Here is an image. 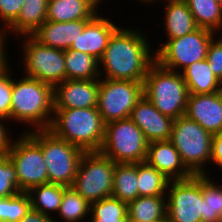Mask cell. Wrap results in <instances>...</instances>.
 <instances>
[{
  "label": "cell",
  "instance_id": "obj_1",
  "mask_svg": "<svg viewBox=\"0 0 222 222\" xmlns=\"http://www.w3.org/2000/svg\"><path fill=\"white\" fill-rule=\"evenodd\" d=\"M127 28L120 26L110 37L99 60L100 78L144 81L155 62V53H151L153 50L144 31Z\"/></svg>",
  "mask_w": 222,
  "mask_h": 222
},
{
  "label": "cell",
  "instance_id": "obj_2",
  "mask_svg": "<svg viewBox=\"0 0 222 222\" xmlns=\"http://www.w3.org/2000/svg\"><path fill=\"white\" fill-rule=\"evenodd\" d=\"M21 77L12 79L10 120L33 126L24 133L49 129L54 114V87L25 75Z\"/></svg>",
  "mask_w": 222,
  "mask_h": 222
},
{
  "label": "cell",
  "instance_id": "obj_3",
  "mask_svg": "<svg viewBox=\"0 0 222 222\" xmlns=\"http://www.w3.org/2000/svg\"><path fill=\"white\" fill-rule=\"evenodd\" d=\"M48 130L85 152L100 151L105 137V123L97 107L54 109Z\"/></svg>",
  "mask_w": 222,
  "mask_h": 222
},
{
  "label": "cell",
  "instance_id": "obj_4",
  "mask_svg": "<svg viewBox=\"0 0 222 222\" xmlns=\"http://www.w3.org/2000/svg\"><path fill=\"white\" fill-rule=\"evenodd\" d=\"M143 94L163 115L174 120L185 115L189 91L180 72L155 61L143 81Z\"/></svg>",
  "mask_w": 222,
  "mask_h": 222
},
{
  "label": "cell",
  "instance_id": "obj_5",
  "mask_svg": "<svg viewBox=\"0 0 222 222\" xmlns=\"http://www.w3.org/2000/svg\"><path fill=\"white\" fill-rule=\"evenodd\" d=\"M28 133L41 145L49 183L72 186L85 151L56 137L48 129Z\"/></svg>",
  "mask_w": 222,
  "mask_h": 222
},
{
  "label": "cell",
  "instance_id": "obj_6",
  "mask_svg": "<svg viewBox=\"0 0 222 222\" xmlns=\"http://www.w3.org/2000/svg\"><path fill=\"white\" fill-rule=\"evenodd\" d=\"M212 137L196 121L184 115L174 120L170 141L194 175H205L208 172L205 166L211 160Z\"/></svg>",
  "mask_w": 222,
  "mask_h": 222
},
{
  "label": "cell",
  "instance_id": "obj_7",
  "mask_svg": "<svg viewBox=\"0 0 222 222\" xmlns=\"http://www.w3.org/2000/svg\"><path fill=\"white\" fill-rule=\"evenodd\" d=\"M148 144L142 130L125 118L105 124L100 152L115 163H139L146 160Z\"/></svg>",
  "mask_w": 222,
  "mask_h": 222
},
{
  "label": "cell",
  "instance_id": "obj_8",
  "mask_svg": "<svg viewBox=\"0 0 222 222\" xmlns=\"http://www.w3.org/2000/svg\"><path fill=\"white\" fill-rule=\"evenodd\" d=\"M115 165L100 151L84 152L72 187L89 204L111 197Z\"/></svg>",
  "mask_w": 222,
  "mask_h": 222
},
{
  "label": "cell",
  "instance_id": "obj_9",
  "mask_svg": "<svg viewBox=\"0 0 222 222\" xmlns=\"http://www.w3.org/2000/svg\"><path fill=\"white\" fill-rule=\"evenodd\" d=\"M215 34L198 27L182 37L165 41L155 49V61L168 70L181 72L192 63L206 59L208 46Z\"/></svg>",
  "mask_w": 222,
  "mask_h": 222
},
{
  "label": "cell",
  "instance_id": "obj_10",
  "mask_svg": "<svg viewBox=\"0 0 222 222\" xmlns=\"http://www.w3.org/2000/svg\"><path fill=\"white\" fill-rule=\"evenodd\" d=\"M20 39L25 73L21 75L38 79L53 87L66 80L64 50L45 46L32 35L21 36Z\"/></svg>",
  "mask_w": 222,
  "mask_h": 222
},
{
  "label": "cell",
  "instance_id": "obj_11",
  "mask_svg": "<svg viewBox=\"0 0 222 222\" xmlns=\"http://www.w3.org/2000/svg\"><path fill=\"white\" fill-rule=\"evenodd\" d=\"M21 133L7 155L16 169L18 189L27 192L32 187L48 184L49 179L41 145L28 132Z\"/></svg>",
  "mask_w": 222,
  "mask_h": 222
},
{
  "label": "cell",
  "instance_id": "obj_12",
  "mask_svg": "<svg viewBox=\"0 0 222 222\" xmlns=\"http://www.w3.org/2000/svg\"><path fill=\"white\" fill-rule=\"evenodd\" d=\"M143 96V81L100 78L97 110L105 124L129 118Z\"/></svg>",
  "mask_w": 222,
  "mask_h": 222
},
{
  "label": "cell",
  "instance_id": "obj_13",
  "mask_svg": "<svg viewBox=\"0 0 222 222\" xmlns=\"http://www.w3.org/2000/svg\"><path fill=\"white\" fill-rule=\"evenodd\" d=\"M166 199L167 222H201L202 175L169 181Z\"/></svg>",
  "mask_w": 222,
  "mask_h": 222
},
{
  "label": "cell",
  "instance_id": "obj_14",
  "mask_svg": "<svg viewBox=\"0 0 222 222\" xmlns=\"http://www.w3.org/2000/svg\"><path fill=\"white\" fill-rule=\"evenodd\" d=\"M99 79L65 80L54 87V109L97 107Z\"/></svg>",
  "mask_w": 222,
  "mask_h": 222
},
{
  "label": "cell",
  "instance_id": "obj_15",
  "mask_svg": "<svg viewBox=\"0 0 222 222\" xmlns=\"http://www.w3.org/2000/svg\"><path fill=\"white\" fill-rule=\"evenodd\" d=\"M185 116L212 135L222 133V92L189 94Z\"/></svg>",
  "mask_w": 222,
  "mask_h": 222
},
{
  "label": "cell",
  "instance_id": "obj_16",
  "mask_svg": "<svg viewBox=\"0 0 222 222\" xmlns=\"http://www.w3.org/2000/svg\"><path fill=\"white\" fill-rule=\"evenodd\" d=\"M129 118L148 142L170 140L174 119L163 115L145 96L133 107Z\"/></svg>",
  "mask_w": 222,
  "mask_h": 222
},
{
  "label": "cell",
  "instance_id": "obj_17",
  "mask_svg": "<svg viewBox=\"0 0 222 222\" xmlns=\"http://www.w3.org/2000/svg\"><path fill=\"white\" fill-rule=\"evenodd\" d=\"M145 161L170 181L187 179L194 175L185 166L170 140L149 142Z\"/></svg>",
  "mask_w": 222,
  "mask_h": 222
},
{
  "label": "cell",
  "instance_id": "obj_18",
  "mask_svg": "<svg viewBox=\"0 0 222 222\" xmlns=\"http://www.w3.org/2000/svg\"><path fill=\"white\" fill-rule=\"evenodd\" d=\"M111 20L97 13L85 25L83 32L73 41L69 49L82 51L100 60L110 37L119 28Z\"/></svg>",
  "mask_w": 222,
  "mask_h": 222
},
{
  "label": "cell",
  "instance_id": "obj_19",
  "mask_svg": "<svg viewBox=\"0 0 222 222\" xmlns=\"http://www.w3.org/2000/svg\"><path fill=\"white\" fill-rule=\"evenodd\" d=\"M90 20L54 22L46 20L32 36L41 44L60 50H68L83 32Z\"/></svg>",
  "mask_w": 222,
  "mask_h": 222
},
{
  "label": "cell",
  "instance_id": "obj_20",
  "mask_svg": "<svg viewBox=\"0 0 222 222\" xmlns=\"http://www.w3.org/2000/svg\"><path fill=\"white\" fill-rule=\"evenodd\" d=\"M101 2L102 0H48L46 20H91L99 12Z\"/></svg>",
  "mask_w": 222,
  "mask_h": 222
},
{
  "label": "cell",
  "instance_id": "obj_21",
  "mask_svg": "<svg viewBox=\"0 0 222 222\" xmlns=\"http://www.w3.org/2000/svg\"><path fill=\"white\" fill-rule=\"evenodd\" d=\"M23 3L18 17L2 32L7 39L10 32L16 34L17 41L21 36L32 35L46 21L48 0H24Z\"/></svg>",
  "mask_w": 222,
  "mask_h": 222
},
{
  "label": "cell",
  "instance_id": "obj_22",
  "mask_svg": "<svg viewBox=\"0 0 222 222\" xmlns=\"http://www.w3.org/2000/svg\"><path fill=\"white\" fill-rule=\"evenodd\" d=\"M164 6V31L167 40L182 37L198 28L185 1L166 0ZM165 24V25H164Z\"/></svg>",
  "mask_w": 222,
  "mask_h": 222
},
{
  "label": "cell",
  "instance_id": "obj_23",
  "mask_svg": "<svg viewBox=\"0 0 222 222\" xmlns=\"http://www.w3.org/2000/svg\"><path fill=\"white\" fill-rule=\"evenodd\" d=\"M180 73L189 94H212L220 91L219 78L213 74L206 59L192 63Z\"/></svg>",
  "mask_w": 222,
  "mask_h": 222
},
{
  "label": "cell",
  "instance_id": "obj_24",
  "mask_svg": "<svg viewBox=\"0 0 222 222\" xmlns=\"http://www.w3.org/2000/svg\"><path fill=\"white\" fill-rule=\"evenodd\" d=\"M128 220L167 222L166 196H139L127 204Z\"/></svg>",
  "mask_w": 222,
  "mask_h": 222
},
{
  "label": "cell",
  "instance_id": "obj_25",
  "mask_svg": "<svg viewBox=\"0 0 222 222\" xmlns=\"http://www.w3.org/2000/svg\"><path fill=\"white\" fill-rule=\"evenodd\" d=\"M66 80L100 79L99 60L78 50L64 51Z\"/></svg>",
  "mask_w": 222,
  "mask_h": 222
},
{
  "label": "cell",
  "instance_id": "obj_26",
  "mask_svg": "<svg viewBox=\"0 0 222 222\" xmlns=\"http://www.w3.org/2000/svg\"><path fill=\"white\" fill-rule=\"evenodd\" d=\"M111 196L125 203L139 197L137 163H116Z\"/></svg>",
  "mask_w": 222,
  "mask_h": 222
},
{
  "label": "cell",
  "instance_id": "obj_27",
  "mask_svg": "<svg viewBox=\"0 0 222 222\" xmlns=\"http://www.w3.org/2000/svg\"><path fill=\"white\" fill-rule=\"evenodd\" d=\"M65 188L63 185L50 183L30 188L27 194L32 209L51 217L52 212L57 213L59 210Z\"/></svg>",
  "mask_w": 222,
  "mask_h": 222
},
{
  "label": "cell",
  "instance_id": "obj_28",
  "mask_svg": "<svg viewBox=\"0 0 222 222\" xmlns=\"http://www.w3.org/2000/svg\"><path fill=\"white\" fill-rule=\"evenodd\" d=\"M199 28L218 33L222 27V6L216 0H185Z\"/></svg>",
  "mask_w": 222,
  "mask_h": 222
},
{
  "label": "cell",
  "instance_id": "obj_29",
  "mask_svg": "<svg viewBox=\"0 0 222 222\" xmlns=\"http://www.w3.org/2000/svg\"><path fill=\"white\" fill-rule=\"evenodd\" d=\"M139 196H166L169 179L146 161L137 163Z\"/></svg>",
  "mask_w": 222,
  "mask_h": 222
},
{
  "label": "cell",
  "instance_id": "obj_30",
  "mask_svg": "<svg viewBox=\"0 0 222 222\" xmlns=\"http://www.w3.org/2000/svg\"><path fill=\"white\" fill-rule=\"evenodd\" d=\"M203 216L201 222H220L222 219V188L210 175H202Z\"/></svg>",
  "mask_w": 222,
  "mask_h": 222
},
{
  "label": "cell",
  "instance_id": "obj_31",
  "mask_svg": "<svg viewBox=\"0 0 222 222\" xmlns=\"http://www.w3.org/2000/svg\"><path fill=\"white\" fill-rule=\"evenodd\" d=\"M57 216L64 222H80L90 216V204L72 187L63 192Z\"/></svg>",
  "mask_w": 222,
  "mask_h": 222
},
{
  "label": "cell",
  "instance_id": "obj_32",
  "mask_svg": "<svg viewBox=\"0 0 222 222\" xmlns=\"http://www.w3.org/2000/svg\"><path fill=\"white\" fill-rule=\"evenodd\" d=\"M91 222H127V203L108 197L90 204Z\"/></svg>",
  "mask_w": 222,
  "mask_h": 222
},
{
  "label": "cell",
  "instance_id": "obj_33",
  "mask_svg": "<svg viewBox=\"0 0 222 222\" xmlns=\"http://www.w3.org/2000/svg\"><path fill=\"white\" fill-rule=\"evenodd\" d=\"M27 192L0 199V222H19L31 210Z\"/></svg>",
  "mask_w": 222,
  "mask_h": 222
},
{
  "label": "cell",
  "instance_id": "obj_34",
  "mask_svg": "<svg viewBox=\"0 0 222 222\" xmlns=\"http://www.w3.org/2000/svg\"><path fill=\"white\" fill-rule=\"evenodd\" d=\"M19 192L14 164L7 154L0 155V199L16 195Z\"/></svg>",
  "mask_w": 222,
  "mask_h": 222
},
{
  "label": "cell",
  "instance_id": "obj_35",
  "mask_svg": "<svg viewBox=\"0 0 222 222\" xmlns=\"http://www.w3.org/2000/svg\"><path fill=\"white\" fill-rule=\"evenodd\" d=\"M11 64L0 71V117L9 119L12 96V75Z\"/></svg>",
  "mask_w": 222,
  "mask_h": 222
},
{
  "label": "cell",
  "instance_id": "obj_36",
  "mask_svg": "<svg viewBox=\"0 0 222 222\" xmlns=\"http://www.w3.org/2000/svg\"><path fill=\"white\" fill-rule=\"evenodd\" d=\"M24 0H0V32H3L19 15Z\"/></svg>",
  "mask_w": 222,
  "mask_h": 222
},
{
  "label": "cell",
  "instance_id": "obj_37",
  "mask_svg": "<svg viewBox=\"0 0 222 222\" xmlns=\"http://www.w3.org/2000/svg\"><path fill=\"white\" fill-rule=\"evenodd\" d=\"M215 38L208 46L206 60L210 64L213 74L220 79L222 77V39Z\"/></svg>",
  "mask_w": 222,
  "mask_h": 222
},
{
  "label": "cell",
  "instance_id": "obj_38",
  "mask_svg": "<svg viewBox=\"0 0 222 222\" xmlns=\"http://www.w3.org/2000/svg\"><path fill=\"white\" fill-rule=\"evenodd\" d=\"M5 121L9 120L0 117V155H6L14 142V139L9 135L10 131L5 127L7 124Z\"/></svg>",
  "mask_w": 222,
  "mask_h": 222
},
{
  "label": "cell",
  "instance_id": "obj_39",
  "mask_svg": "<svg viewBox=\"0 0 222 222\" xmlns=\"http://www.w3.org/2000/svg\"><path fill=\"white\" fill-rule=\"evenodd\" d=\"M211 164L222 169V133L213 135L211 146ZM213 162V163H212Z\"/></svg>",
  "mask_w": 222,
  "mask_h": 222
},
{
  "label": "cell",
  "instance_id": "obj_40",
  "mask_svg": "<svg viewBox=\"0 0 222 222\" xmlns=\"http://www.w3.org/2000/svg\"><path fill=\"white\" fill-rule=\"evenodd\" d=\"M56 219H58V217L52 219V217L43 215L41 212L31 208V210L19 222H58Z\"/></svg>",
  "mask_w": 222,
  "mask_h": 222
},
{
  "label": "cell",
  "instance_id": "obj_41",
  "mask_svg": "<svg viewBox=\"0 0 222 222\" xmlns=\"http://www.w3.org/2000/svg\"><path fill=\"white\" fill-rule=\"evenodd\" d=\"M7 38L0 32V71L3 70L9 63L7 49H6V42Z\"/></svg>",
  "mask_w": 222,
  "mask_h": 222
},
{
  "label": "cell",
  "instance_id": "obj_42",
  "mask_svg": "<svg viewBox=\"0 0 222 222\" xmlns=\"http://www.w3.org/2000/svg\"><path fill=\"white\" fill-rule=\"evenodd\" d=\"M159 1V0H158ZM139 2H143V3H145V4H153V3H156L157 2V0H140Z\"/></svg>",
  "mask_w": 222,
  "mask_h": 222
},
{
  "label": "cell",
  "instance_id": "obj_43",
  "mask_svg": "<svg viewBox=\"0 0 222 222\" xmlns=\"http://www.w3.org/2000/svg\"><path fill=\"white\" fill-rule=\"evenodd\" d=\"M220 82V92H222V77L219 79Z\"/></svg>",
  "mask_w": 222,
  "mask_h": 222
},
{
  "label": "cell",
  "instance_id": "obj_44",
  "mask_svg": "<svg viewBox=\"0 0 222 222\" xmlns=\"http://www.w3.org/2000/svg\"><path fill=\"white\" fill-rule=\"evenodd\" d=\"M218 4L222 6V0H216Z\"/></svg>",
  "mask_w": 222,
  "mask_h": 222
},
{
  "label": "cell",
  "instance_id": "obj_45",
  "mask_svg": "<svg viewBox=\"0 0 222 222\" xmlns=\"http://www.w3.org/2000/svg\"><path fill=\"white\" fill-rule=\"evenodd\" d=\"M221 31H222V27H221V29H220ZM221 31H219L221 34H222V32ZM220 38L222 39V35L220 36Z\"/></svg>",
  "mask_w": 222,
  "mask_h": 222
}]
</instances>
